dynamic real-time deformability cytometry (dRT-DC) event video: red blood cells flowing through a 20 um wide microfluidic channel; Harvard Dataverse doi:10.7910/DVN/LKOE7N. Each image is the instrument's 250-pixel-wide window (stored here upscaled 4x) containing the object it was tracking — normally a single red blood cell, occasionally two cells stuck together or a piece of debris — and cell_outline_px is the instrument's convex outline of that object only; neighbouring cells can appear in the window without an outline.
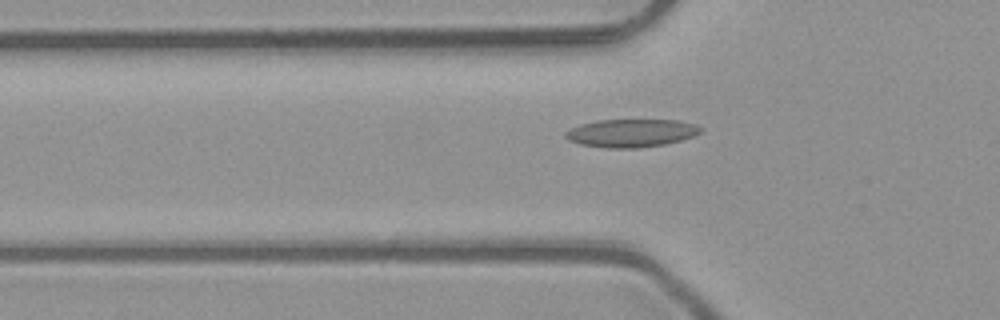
{"species": "common noctule bat (a hibernating species)", "species_latin": "Nyctalus noctula", "temperature_condition": "room temperature", "stored_images_in_passage": 38, "camera_frame_rate_fps": 3000, "um_per_image_px": 0.085, "animal": {"sex": "male", "body_mass_g": 23.1, "forearm_length_mm": 52.7}, "frame": {"image": 1, "passage_image": 7, "time_ms": 2.0, "image_size_px": [1000, 320], "cell_outline_px": [[704, 128], [700, 132], [692, 136], [680, 140], [664, 144], [640, 148], [604, 148], [580, 144], [568, 140], [564, 136], [564, 132], [580, 124], [596, 120], [680, 120], [696, 124]], "centroid_in_image_um": [53.64, 11.31], "position_along_channel_um": 72.2, "area_um2": 22.2}}
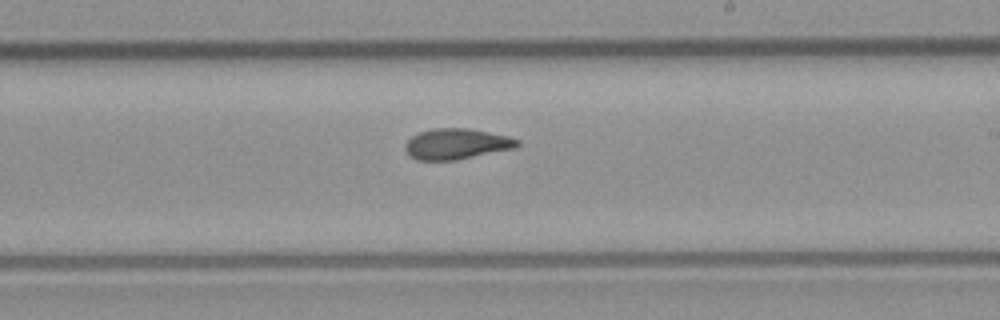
{"frame": {"image": 2, "passage_image": 20, "time_ms": 6.333, "image_size_px": [1000, 320], "cell_outline_px": [[520, 144], [516, 148], [456, 160], [416, 160], [404, 148], [404, 144], [412, 136], [420, 132], [432, 128], [468, 128], [508, 136], [520, 140]], "centroid_in_image_um": [38.82, 12.23], "position_along_channel_um": 250.2, "area_um2": 20.06}}
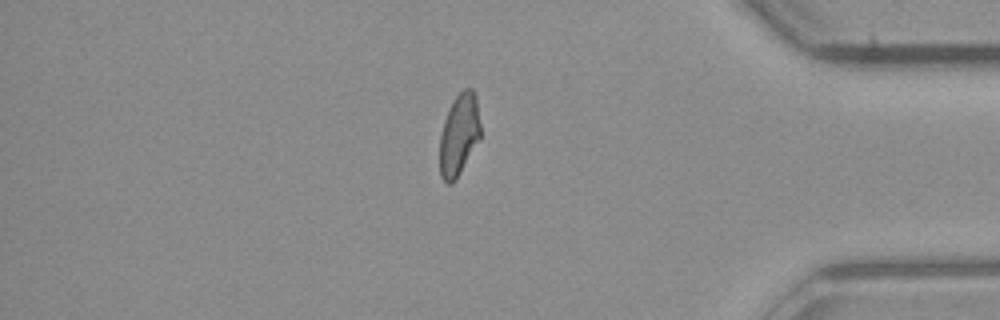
{"frame": {"image": 3, "passage_image": 33, "time_ms": 10.667, "image_size_px": [1000, 320], "cell_outline_px": [[480, 140], [456, 180], [452, 184], [448, 184], [440, 176], [440, 136], [444, 120], [452, 100], [464, 88], [472, 88], [476, 96], [480, 124]], "centroid_in_image_um": [39.03, 11.46], "position_along_channel_um": 396.2, "area_um2": 19.59}, "authors_computed_cell_mechanics": {"area_um2": 20.1144, "velocity_mm_per_s": 4.0735, "shape_relaxation_time_tau1_ms": null, "shape_relaxation_time_tau2_ms": 2.1936, "deformation_change_tau1": null, "deformation_change_tau2": 0.0712}}